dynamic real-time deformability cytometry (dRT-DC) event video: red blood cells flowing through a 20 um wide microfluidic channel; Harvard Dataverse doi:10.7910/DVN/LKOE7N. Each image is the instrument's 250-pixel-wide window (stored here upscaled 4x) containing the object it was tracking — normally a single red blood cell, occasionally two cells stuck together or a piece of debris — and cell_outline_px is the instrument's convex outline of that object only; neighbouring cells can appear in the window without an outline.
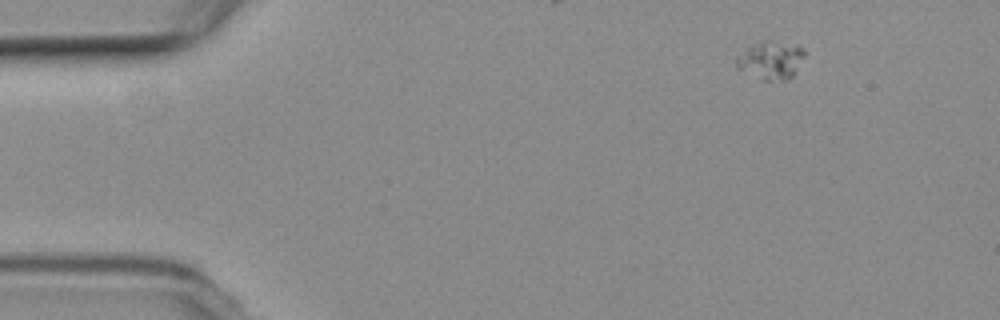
{"species": "common noctule bat (a hibernating species)", "species_latin": "Nyctalus noctula", "temperature_condition": "room temperature", "stored_images_in_passage": 2, "camera_frame_rate_fps": 3000, "um_per_image_px": 0.085, "animal": {"sex": "female", "body_mass_g": 19.3, "forearm_length_mm": 54.1}, "frame": {"image": 1, "passage_image": 2, "time_ms": 1.333, "image_size_px": [1000, 320], "cell_outline_px": [[804, 56], [792, 76], [788, 80], [760, 80], [736, 68], [736, 56], [748, 48], [768, 36], [796, 44], [804, 48]], "centroid_in_image_um": [65.52, 5.06], "position_along_channel_um": 19.5, "area_um2": 15.66}}